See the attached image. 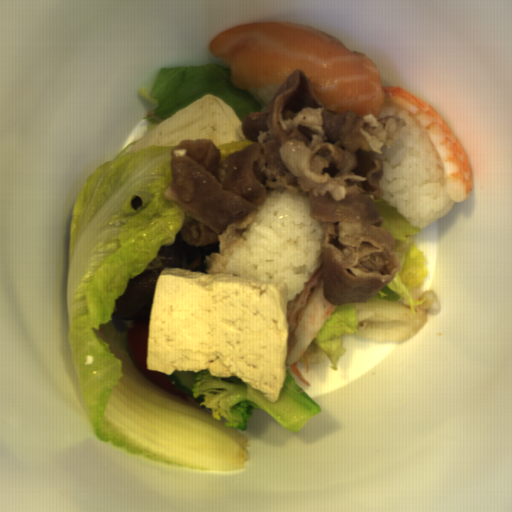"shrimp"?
I'll return each mask as SVG.
<instances>
[{
  "instance_id": "shrimp-1",
  "label": "shrimp",
  "mask_w": 512,
  "mask_h": 512,
  "mask_svg": "<svg viewBox=\"0 0 512 512\" xmlns=\"http://www.w3.org/2000/svg\"><path fill=\"white\" fill-rule=\"evenodd\" d=\"M383 104L407 112L426 134L443 168V189L449 199L461 203L474 183L469 155L433 104L405 87L383 86Z\"/></svg>"
},
{
  "instance_id": "shrimp-2",
  "label": "shrimp",
  "mask_w": 512,
  "mask_h": 512,
  "mask_svg": "<svg viewBox=\"0 0 512 512\" xmlns=\"http://www.w3.org/2000/svg\"><path fill=\"white\" fill-rule=\"evenodd\" d=\"M324 280L321 262L305 288L287 301L289 338L286 349V366L291 367V374L308 387L309 383L298 370L299 360L310 348L320 329L337 307L325 297Z\"/></svg>"
}]
</instances>
